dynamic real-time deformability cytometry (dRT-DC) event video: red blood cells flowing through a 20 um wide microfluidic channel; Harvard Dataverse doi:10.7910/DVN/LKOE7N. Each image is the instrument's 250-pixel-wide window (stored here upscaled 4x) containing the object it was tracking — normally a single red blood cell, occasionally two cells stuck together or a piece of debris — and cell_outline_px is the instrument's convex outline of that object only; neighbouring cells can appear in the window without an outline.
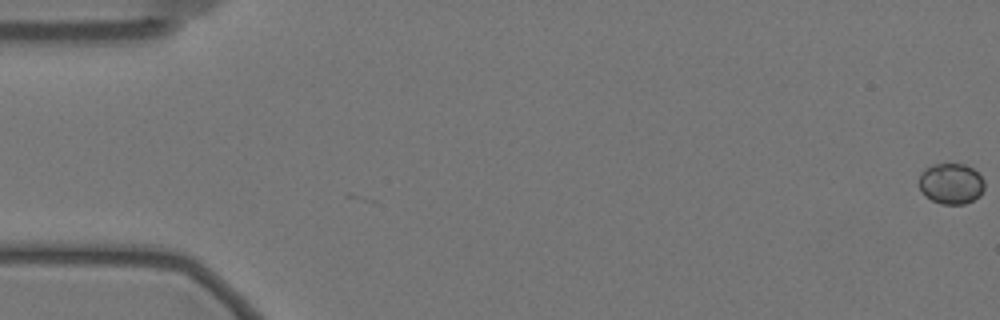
{"species": "Egyptian fruit bat (a non-hibernating species)", "species_latin": "Rousettus aegyptiacus", "temperature_condition": "warm", "stored_images_in_passage": 23, "camera_frame_rate_fps": 3000, "um_per_image_px": 0.085, "animal": {"sex": "female"}, "frame": {"image": 1, "passage_image": 1, "time_ms": 0.0, "image_size_px": [1000, 320], "cell_outline_px": [[984, 188], [980, 196], [964, 204], [940, 204], [924, 196], [920, 192], [920, 172], [924, 168], [932, 164], [964, 164], [972, 168], [984, 180]], "centroid_in_image_um": [80.82, 15.61], "position_along_channel_um": 4.2, "area_um2": 15.66}}
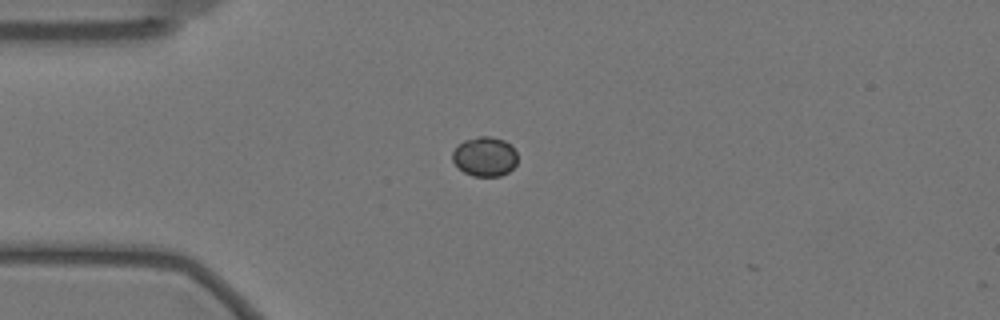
{"frame": {"image": 2, "passage_image": 16, "time_ms": 5.0, "image_size_px": [1000, 320], "cell_outline_px": [[516, 164], [508, 172], [500, 176], [472, 176], [464, 172], [452, 160], [452, 152], [464, 140], [476, 136], [488, 136], [504, 140], [516, 152]], "centroid_in_image_um": [41.19, 13.31], "position_along_channel_um": 43.8, "area_um2": 14.8}}
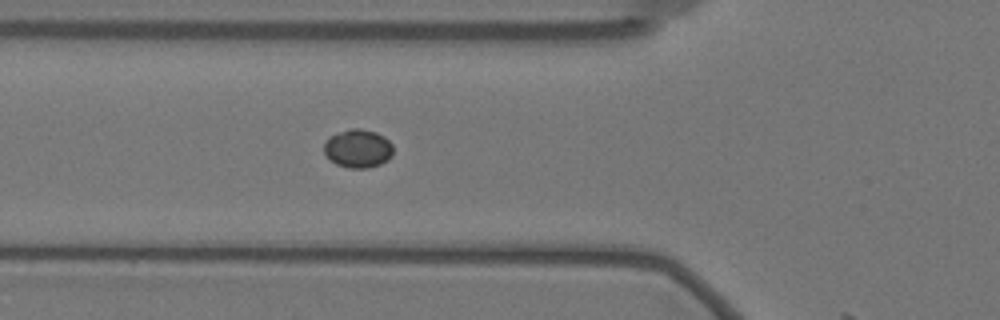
{"frame": {"image": 3, "passage_image": 22, "time_ms": 7.0, "image_size_px": [1000, 320], "cell_outline_px": [[392, 156], [388, 160], [380, 164], [368, 168], [348, 168], [336, 164], [328, 160], [324, 156], [324, 144], [328, 136], [336, 132], [352, 128], [360, 128], [376, 132], [384, 136], [392, 144]], "centroid_in_image_um": [30.39, 12.62], "position_along_channel_um": 95.4, "area_um2": 15.84}}